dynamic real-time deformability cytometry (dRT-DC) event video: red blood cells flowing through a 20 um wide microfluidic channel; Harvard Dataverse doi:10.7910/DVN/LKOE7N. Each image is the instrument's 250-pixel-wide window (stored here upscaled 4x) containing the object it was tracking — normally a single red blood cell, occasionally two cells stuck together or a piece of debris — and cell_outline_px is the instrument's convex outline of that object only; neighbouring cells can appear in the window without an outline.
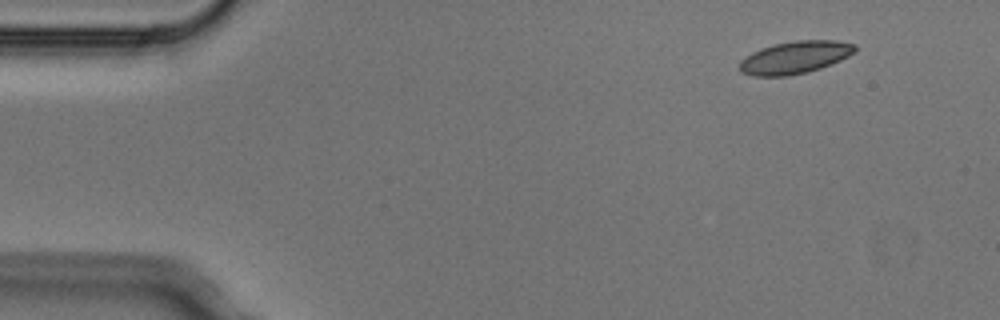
{"species": "Egyptian fruit bat (a non-hibernating species)", "species_latin": "Rousettus aegyptiacus", "temperature_condition": "cold", "stored_images_in_passage": 8, "camera_frame_rate_fps": 3000, "um_per_image_px": 0.085, "animal": {"sex": "male"}, "frame": {"image": 1, "passage_image": 1, "time_ms": 0.0, "image_size_px": [1000, 320], "cell_outline_px": [[856, 52], [832, 64], [808, 72], [788, 76], [752, 76], [740, 72], [740, 60], [744, 56], [760, 48], [776, 44], [796, 40], [836, 40], [856, 44]], "centroid_in_image_um": [67.57, 4.88], "position_along_channel_um": 17.4, "area_um2": 22.02}}
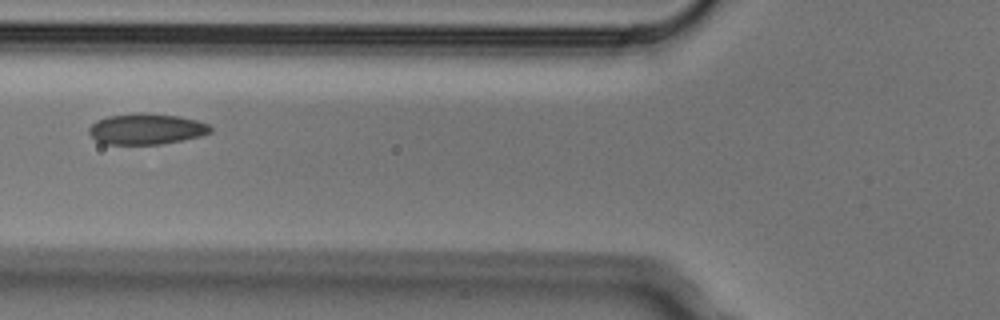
{"frame": {"image": 2, "passage_image": 5, "time_ms": 1.333, "image_size_px": [1000, 320], "cell_outline_px": [[212, 132], [200, 136], [160, 144], [104, 144], [96, 140], [88, 132], [88, 128], [96, 120], [108, 116], [140, 112], [144, 112], [180, 116], [196, 120], [208, 124], [212, 128]], "centroid_in_image_um": [12.42, 10.95], "position_along_channel_um": 113.4, "area_um2": 21.91}}
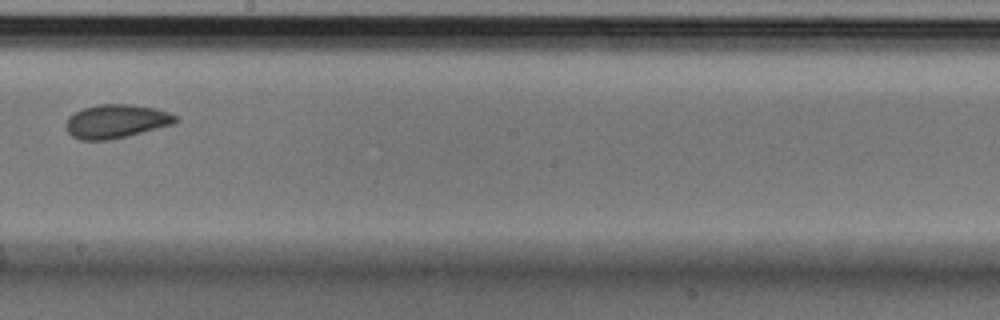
{"frame": {"image": 3, "passage_image": 8, "time_ms": 2.333, "image_size_px": [1000, 320], "cell_outline_px": [[180, 120], [176, 124], [128, 136], [108, 140], [80, 140], [72, 136], [68, 132], [64, 124], [68, 116], [84, 108], [100, 104], [132, 104], [156, 108], [168, 112], [176, 116]], "centroid_in_image_um": [9.9, 10.31], "position_along_channel_um": 238.3, "area_um2": 21.79}}